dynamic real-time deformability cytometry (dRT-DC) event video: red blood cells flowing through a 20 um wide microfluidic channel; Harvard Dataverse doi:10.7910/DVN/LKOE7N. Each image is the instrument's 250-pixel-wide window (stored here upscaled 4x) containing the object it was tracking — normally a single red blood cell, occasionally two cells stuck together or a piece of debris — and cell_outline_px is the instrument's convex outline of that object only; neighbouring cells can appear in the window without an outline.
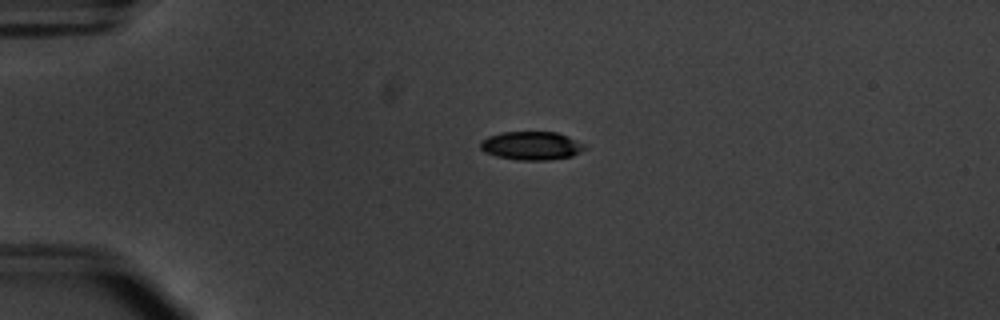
{"species": "common noctule bat (a hibernating species)", "species_latin": "Nyctalus noctula", "temperature_condition": "warm", "stored_images_in_passage": 42, "camera_frame_rate_fps": 3000, "um_per_image_px": 0.085, "animal": {"sex": "male", "body_mass_g": 20.1, "forearm_length_mm": 53.5}, "frame": {"image": 1, "passage_image": 1, "time_ms": 0.0, "image_size_px": [1000, 320], "cell_outline_px": [[588, 148], [572, 156], [548, 160], [516, 160], [496, 156], [484, 152], [480, 148], [480, 140], [488, 136], [504, 132], [556, 132], [568, 136], [584, 144]], "centroid_in_image_um": [45.16, 12.39], "position_along_channel_um": 39.8, "area_um2": 17.4}}
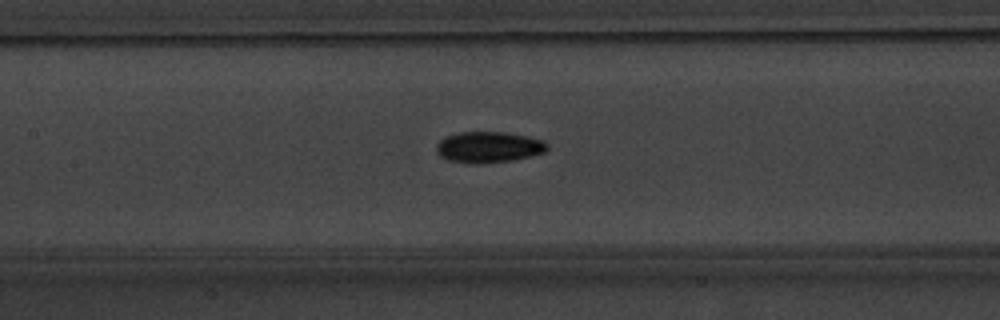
{"frame": {"image": 2, "passage_image": 14, "time_ms": 4.333, "image_size_px": [1000, 320], "cell_outline_px": [[548, 148], [544, 152], [512, 160], [476, 164], [472, 164], [448, 160], [440, 156], [436, 152], [436, 144], [444, 136], [460, 132], [504, 132], [528, 136], [544, 140], [548, 144]], "centroid_in_image_um": [41.5, 12.5], "position_along_channel_um": 165.9, "area_um2": 20.11}}
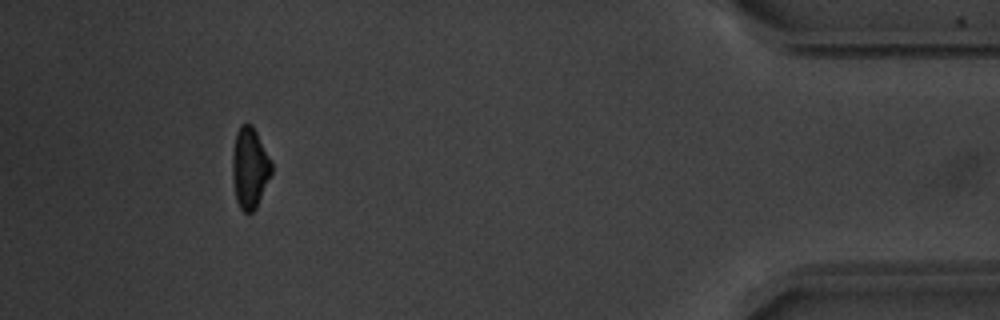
{"frame": {"image": 3, "passage_image": 38, "time_ms": 12.333, "image_size_px": [1000, 320], "cell_outline_px": [[272, 172], [256, 208], [252, 212], [244, 212], [240, 208], [236, 200], [232, 180], [232, 156], [236, 132], [240, 124], [252, 124], [272, 164]], "centroid_in_image_um": [21.2, 14.28], "position_along_channel_um": 414.0, "area_um2": 18.32}, "authors_computed_cell_mechanics": {"area_um2": 18.9584, "velocity_mm_per_s": 3.782, "shape_relaxation_time_tau1_ms": 2.7813, "shape_relaxation_time_tau2_ms": 8.5891, "deformation_change_tau1": 0.1484, "deformation_change_tau2": 0.0976}}